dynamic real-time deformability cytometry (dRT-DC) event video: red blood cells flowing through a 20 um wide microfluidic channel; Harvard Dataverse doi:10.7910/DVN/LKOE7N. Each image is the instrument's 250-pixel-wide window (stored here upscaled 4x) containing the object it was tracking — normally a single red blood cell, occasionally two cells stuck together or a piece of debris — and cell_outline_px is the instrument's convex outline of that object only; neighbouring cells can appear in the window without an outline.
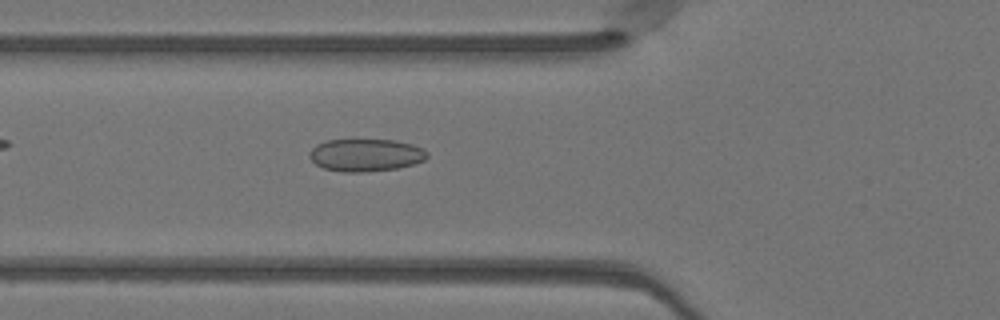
{"species": "Egyptian fruit bat (a non-hibernating species)", "species_latin": "Rousettus aegyptiacus", "temperature_condition": "warm", "stored_images_in_passage": 48, "camera_frame_rate_fps": 3000, "um_per_image_px": 0.085, "animal": {"sex": "female"}, "frame": {"image": 1, "passage_image": 17, "time_ms": 5.333, "image_size_px": [1000, 320], "cell_outline_px": [[428, 156], [424, 160], [412, 164], [396, 168], [364, 172], [340, 172], [324, 168], [316, 164], [308, 156], [308, 152], [316, 144], [328, 140], [392, 140], [412, 144], [424, 148], [428, 152]], "centroid_in_image_um": [31.07, 13.18], "position_along_channel_um": 94.7, "area_um2": 22.31}}
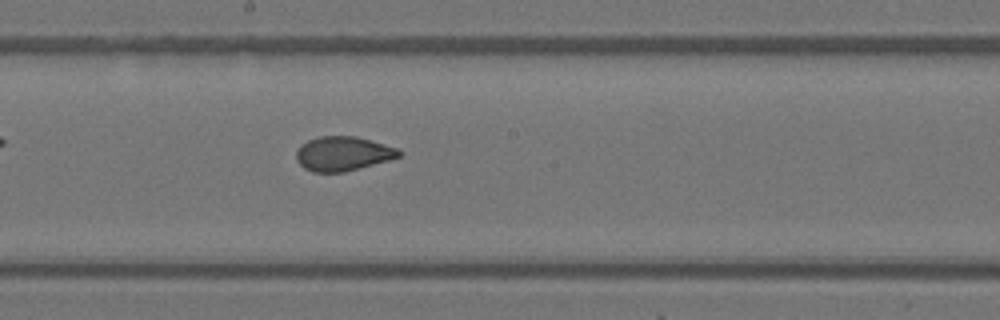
{"frame": {"image": 2, "passage_image": 26, "time_ms": 8.333, "image_size_px": [1000, 320], "cell_outline_px": [[404, 152], [400, 156], [392, 160], [344, 172], [312, 172], [304, 168], [296, 160], [296, 152], [300, 144], [308, 140], [320, 136], [356, 136], [400, 148]], "centroid_in_image_um": [29.19, 13.06], "position_along_channel_um": 219.0, "area_um2": 20.92}}
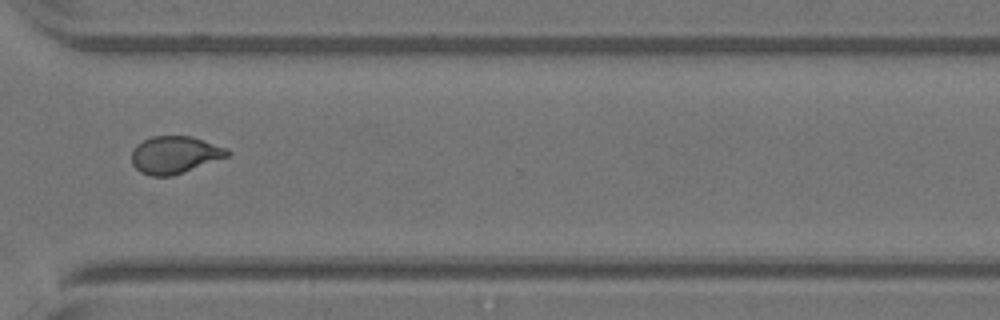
{"frame": {"image": 3, "passage_image": 36, "time_ms": 11.667, "image_size_px": [1000, 320], "cell_outline_px": [[232, 152], [228, 156], [184, 172], [172, 176], [152, 176], [140, 172], [132, 164], [132, 152], [136, 144], [152, 136], [192, 136], [228, 148]], "centroid_in_image_um": [14.86, 13.15], "position_along_channel_um": 355.7, "area_um2": 20.87}, "authors_computed_cell_mechanics": {"area_um2": 21.5883, "velocity_mm_per_s": 4.1109, "shape_relaxation_time_tau1_ms": null, "shape_relaxation_time_tau2_ms": 1.2783, "deformation_change_tau1": null, "deformation_change_tau2": 0.0674}}